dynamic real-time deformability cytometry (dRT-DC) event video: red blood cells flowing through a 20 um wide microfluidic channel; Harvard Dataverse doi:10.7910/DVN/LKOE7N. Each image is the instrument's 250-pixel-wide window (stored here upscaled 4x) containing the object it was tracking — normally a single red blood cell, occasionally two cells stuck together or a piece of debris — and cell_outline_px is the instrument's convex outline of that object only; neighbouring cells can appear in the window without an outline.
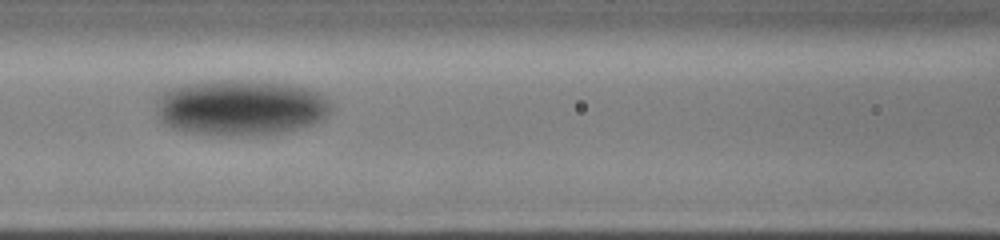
{"species": "human", "species_latin": "Homo sapiens", "temperature_condition": "cold", "stored_images_in_passage": 6, "camera_frame_rate_fps": 3000, "um_per_image_px": 0.085, "donor": {"sex": "male"}, "frame": {"image": 1, "passage_image": 4, "time_ms": 2.667, "image_size_px": [1000, 240], "cell_outline_px": [[332, 108], [324, 120], [316, 124], [276, 136], [228, 136], [184, 132], [164, 124], [160, 120], [156, 112], [156, 100], [160, 92], [180, 84], [212, 80], [248, 80], [288, 84], [304, 88], [316, 92], [324, 96], [332, 104]], "centroid_in_image_um": [20.46, 9.17], "position_along_channel_um": 146.1, "area_um2": 58.44}}
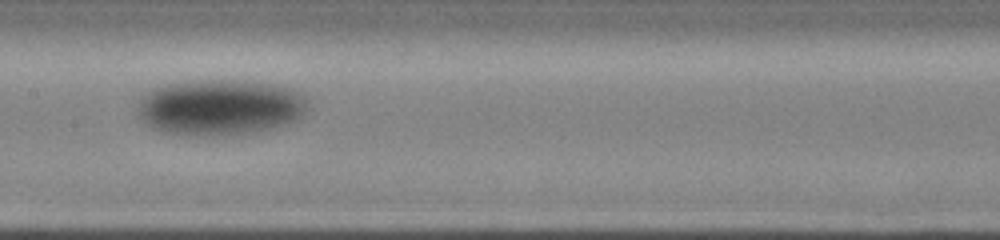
{"frame": {"image": 2, "passage_image": 5, "time_ms": 3.667, "image_size_px": [1000, 240], "cell_outline_px": [[312, 108], [304, 116], [296, 120], [284, 124], [240, 136], [188, 136], [164, 132], [152, 128], [136, 112], [136, 104], [140, 96], [144, 92], [160, 84], [184, 80], [244, 80], [276, 84], [292, 88], [304, 96], [308, 100]], "centroid_in_image_um": [18.7, 9.11], "position_along_channel_um": 188.7, "area_um2": 57.28}}